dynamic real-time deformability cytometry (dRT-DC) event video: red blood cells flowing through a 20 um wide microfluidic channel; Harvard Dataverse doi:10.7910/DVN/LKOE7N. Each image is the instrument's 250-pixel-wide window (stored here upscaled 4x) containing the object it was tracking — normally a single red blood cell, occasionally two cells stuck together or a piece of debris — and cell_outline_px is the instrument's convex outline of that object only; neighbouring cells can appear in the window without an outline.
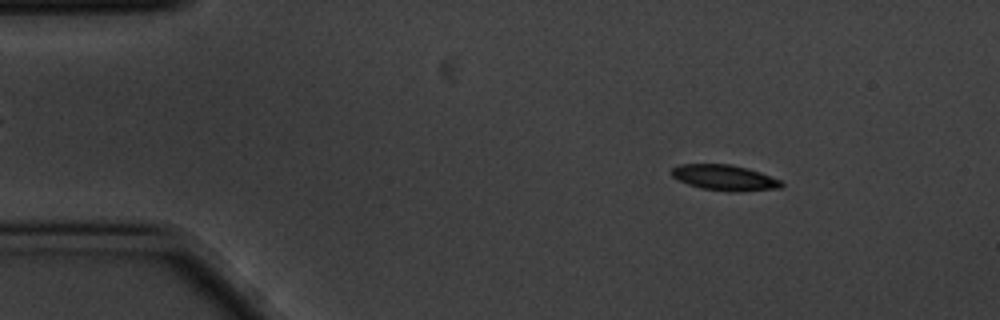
{"species": "common noctule bat (a hibernating species)", "species_latin": "Nyctalus noctula", "temperature_condition": "cold", "stored_images_in_passage": 8, "camera_frame_rate_fps": 3000, "um_per_image_px": 0.085, "animal": {"sex": "male", "body_mass_g": 20.1, "forearm_length_mm": 53.5}, "frame": {"image": 1, "passage_image": 3, "time_ms": 0.667, "image_size_px": [1000, 320], "cell_outline_px": [[784, 184], [780, 188], [740, 192], [728, 192], [700, 188], [688, 184], [672, 176], [672, 168], [680, 164], [728, 164], [748, 168], [760, 172], [780, 180]], "centroid_in_image_um": [61.61, 15.11], "position_along_channel_um": 23.4, "area_um2": 16.42}}
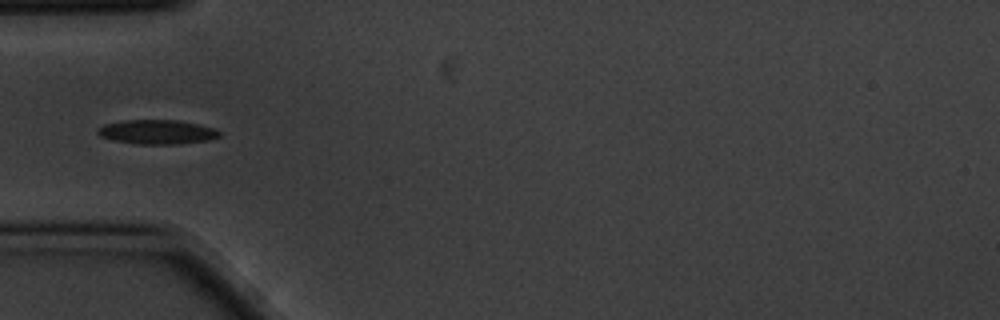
{"frame": {"image": 2, "passage_image": 6, "time_ms": 1.667, "image_size_px": [1000, 320], "cell_outline_px": [[220, 136], [208, 140], [180, 144], [136, 144], [112, 140], [100, 136], [96, 132], [96, 128], [104, 124], [120, 120], [176, 120], [200, 124], [212, 128], [220, 132]], "centroid_in_image_um": [13.3, 11.21], "position_along_channel_um": 71.7, "area_um2": 17.4}}
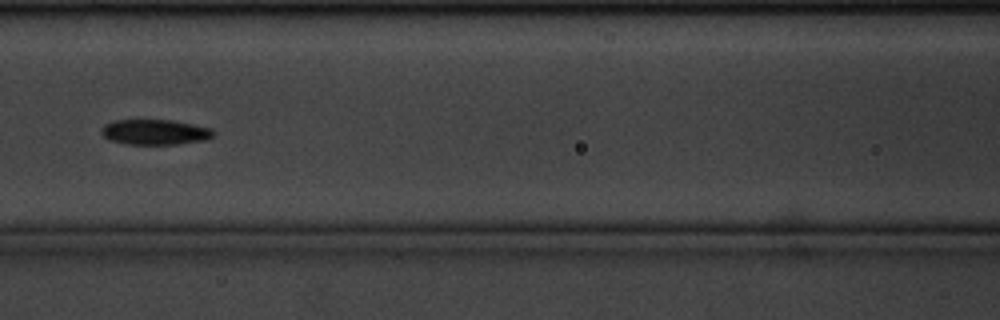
{"frame": {"image": 3, "passage_image": 8, "time_ms": 2.333, "image_size_px": [1000, 320], "cell_outline_px": [[216, 132], [212, 136], [204, 140], [176, 144], [128, 144], [108, 140], [100, 132], [100, 128], [104, 124], [112, 120], [172, 120], [212, 128]], "centroid_in_image_um": [13.13, 11.22], "position_along_channel_um": 153.5, "area_um2": 16.59}}